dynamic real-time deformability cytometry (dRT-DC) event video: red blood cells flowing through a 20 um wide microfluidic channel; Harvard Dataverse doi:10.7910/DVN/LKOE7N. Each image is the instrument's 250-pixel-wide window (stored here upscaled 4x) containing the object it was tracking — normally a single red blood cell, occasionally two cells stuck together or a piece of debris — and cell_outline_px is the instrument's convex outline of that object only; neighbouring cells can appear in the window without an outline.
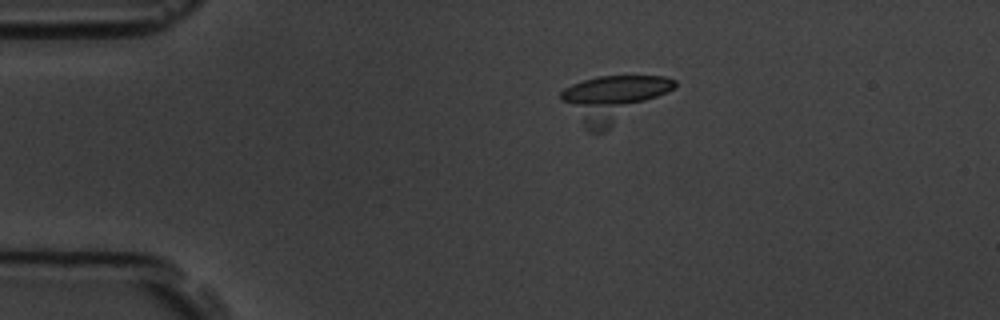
{"species": "common noctule bat (a hibernating species)", "species_latin": "Nyctalus noctula", "temperature_condition": "room temperature", "stored_images_in_passage": 7, "camera_frame_rate_fps": 3000, "um_per_image_px": 0.085, "animal": {"sex": "male", "body_mass_g": 19.5, "forearm_length_mm": 54.6}, "frame": {"image": 1, "passage_image": 4, "time_ms": 3.333, "image_size_px": [1000, 320], "cell_outline_px": [[676, 88], [604, 132], [588, 132], [584, 128], [560, 100], [560, 92], [564, 88], [572, 84], [596, 76], [664, 76], [676, 80]], "centroid_in_image_um": [52.07, 8.38], "position_along_channel_um": 32.9, "area_um2": 30.46}}
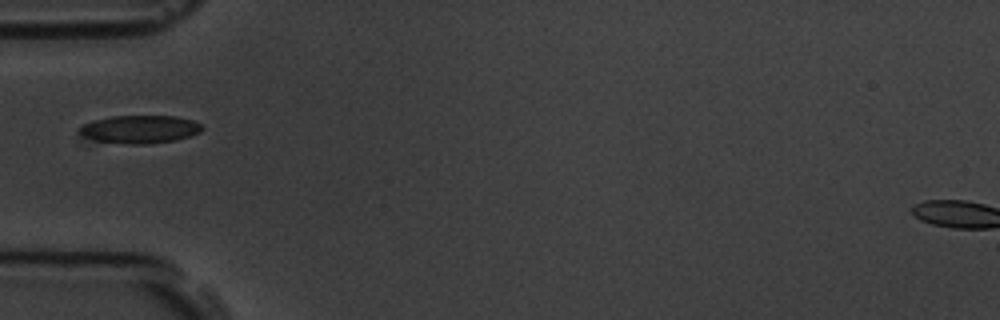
{"frame": {"image": 2, "passage_image": 6, "time_ms": 5.667, "image_size_px": [1000, 320], "cell_outline_px": [[204, 128], [200, 132], [192, 136], [176, 140], [148, 144], [128, 144], [80, 140], [76, 132], [84, 124], [96, 120], [112, 116], [176, 116], [192, 120], [200, 124]], "centroid_in_image_um": [11.79, 11.02], "position_along_channel_um": 73.2, "area_um2": 20.58}}
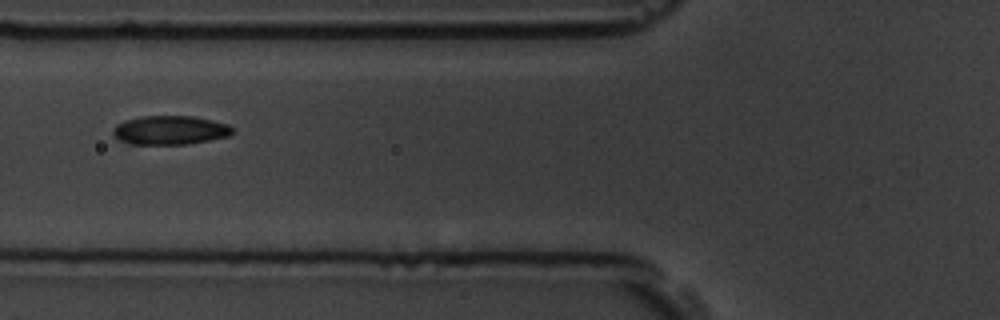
{"frame": {"image": 3, "passage_image": 7, "time_ms": 6.667, "image_size_px": [1000, 320], "cell_outline_px": [[232, 132], [228, 136], [188, 144], [128, 144], [116, 140], [112, 132], [112, 128], [116, 124], [124, 120], [140, 116], [192, 116], [212, 120], [228, 124], [232, 128]], "centroid_in_image_um": [14.37, 11.06], "position_along_channel_um": 111.4, "area_um2": 20.29}}